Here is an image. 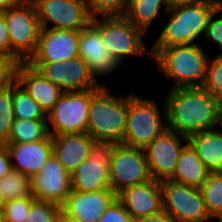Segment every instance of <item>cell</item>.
Listing matches in <instances>:
<instances>
[{"instance_id": "obj_16", "label": "cell", "mask_w": 222, "mask_h": 222, "mask_svg": "<svg viewBox=\"0 0 222 222\" xmlns=\"http://www.w3.org/2000/svg\"><path fill=\"white\" fill-rule=\"evenodd\" d=\"M117 199L131 215L132 220L163 210L161 182L153 179L123 189L117 194Z\"/></svg>"}, {"instance_id": "obj_24", "label": "cell", "mask_w": 222, "mask_h": 222, "mask_svg": "<svg viewBox=\"0 0 222 222\" xmlns=\"http://www.w3.org/2000/svg\"><path fill=\"white\" fill-rule=\"evenodd\" d=\"M100 86H106V84L95 81L88 64L80 56L69 59L65 66H62L63 91L90 90Z\"/></svg>"}, {"instance_id": "obj_25", "label": "cell", "mask_w": 222, "mask_h": 222, "mask_svg": "<svg viewBox=\"0 0 222 222\" xmlns=\"http://www.w3.org/2000/svg\"><path fill=\"white\" fill-rule=\"evenodd\" d=\"M162 5L165 6L164 11L167 13V0H130L124 16L146 34L151 23L158 17Z\"/></svg>"}, {"instance_id": "obj_44", "label": "cell", "mask_w": 222, "mask_h": 222, "mask_svg": "<svg viewBox=\"0 0 222 222\" xmlns=\"http://www.w3.org/2000/svg\"><path fill=\"white\" fill-rule=\"evenodd\" d=\"M57 222H82L76 218H73L66 213H64L62 210H60V213L57 218Z\"/></svg>"}, {"instance_id": "obj_30", "label": "cell", "mask_w": 222, "mask_h": 222, "mask_svg": "<svg viewBox=\"0 0 222 222\" xmlns=\"http://www.w3.org/2000/svg\"><path fill=\"white\" fill-rule=\"evenodd\" d=\"M90 16H124L130 0H84Z\"/></svg>"}, {"instance_id": "obj_29", "label": "cell", "mask_w": 222, "mask_h": 222, "mask_svg": "<svg viewBox=\"0 0 222 222\" xmlns=\"http://www.w3.org/2000/svg\"><path fill=\"white\" fill-rule=\"evenodd\" d=\"M211 219L222 214V173H210L200 188Z\"/></svg>"}, {"instance_id": "obj_18", "label": "cell", "mask_w": 222, "mask_h": 222, "mask_svg": "<svg viewBox=\"0 0 222 222\" xmlns=\"http://www.w3.org/2000/svg\"><path fill=\"white\" fill-rule=\"evenodd\" d=\"M79 56L88 64L96 82L98 76H108L122 65L105 49L99 32L89 24L79 31Z\"/></svg>"}, {"instance_id": "obj_31", "label": "cell", "mask_w": 222, "mask_h": 222, "mask_svg": "<svg viewBox=\"0 0 222 222\" xmlns=\"http://www.w3.org/2000/svg\"><path fill=\"white\" fill-rule=\"evenodd\" d=\"M14 120L12 105V85L0 90V144H4L11 132Z\"/></svg>"}, {"instance_id": "obj_48", "label": "cell", "mask_w": 222, "mask_h": 222, "mask_svg": "<svg viewBox=\"0 0 222 222\" xmlns=\"http://www.w3.org/2000/svg\"><path fill=\"white\" fill-rule=\"evenodd\" d=\"M215 219H218V220H219V222H222V214H221V215H219V216H217Z\"/></svg>"}, {"instance_id": "obj_5", "label": "cell", "mask_w": 222, "mask_h": 222, "mask_svg": "<svg viewBox=\"0 0 222 222\" xmlns=\"http://www.w3.org/2000/svg\"><path fill=\"white\" fill-rule=\"evenodd\" d=\"M162 106L164 120L156 100L128 94L126 130L122 144L144 149L160 135L167 128L164 102Z\"/></svg>"}, {"instance_id": "obj_19", "label": "cell", "mask_w": 222, "mask_h": 222, "mask_svg": "<svg viewBox=\"0 0 222 222\" xmlns=\"http://www.w3.org/2000/svg\"><path fill=\"white\" fill-rule=\"evenodd\" d=\"M8 150L12 169L23 173L27 177L38 174L46 160L53 154L52 139L30 143H4Z\"/></svg>"}, {"instance_id": "obj_38", "label": "cell", "mask_w": 222, "mask_h": 222, "mask_svg": "<svg viewBox=\"0 0 222 222\" xmlns=\"http://www.w3.org/2000/svg\"><path fill=\"white\" fill-rule=\"evenodd\" d=\"M98 222H132V218L116 198L104 211Z\"/></svg>"}, {"instance_id": "obj_4", "label": "cell", "mask_w": 222, "mask_h": 222, "mask_svg": "<svg viewBox=\"0 0 222 222\" xmlns=\"http://www.w3.org/2000/svg\"><path fill=\"white\" fill-rule=\"evenodd\" d=\"M222 1H208L169 8V21L150 50H161L174 45H190L205 33L213 11Z\"/></svg>"}, {"instance_id": "obj_2", "label": "cell", "mask_w": 222, "mask_h": 222, "mask_svg": "<svg viewBox=\"0 0 222 222\" xmlns=\"http://www.w3.org/2000/svg\"><path fill=\"white\" fill-rule=\"evenodd\" d=\"M200 45H174L150 50V57L160 73L174 82L170 89L204 87L207 83L209 58Z\"/></svg>"}, {"instance_id": "obj_11", "label": "cell", "mask_w": 222, "mask_h": 222, "mask_svg": "<svg viewBox=\"0 0 222 222\" xmlns=\"http://www.w3.org/2000/svg\"><path fill=\"white\" fill-rule=\"evenodd\" d=\"M144 150L117 144L111 158V189L118 194L123 189L151 180Z\"/></svg>"}, {"instance_id": "obj_10", "label": "cell", "mask_w": 222, "mask_h": 222, "mask_svg": "<svg viewBox=\"0 0 222 222\" xmlns=\"http://www.w3.org/2000/svg\"><path fill=\"white\" fill-rule=\"evenodd\" d=\"M161 189L163 210L174 222L210 221L200 189L170 180L161 181Z\"/></svg>"}, {"instance_id": "obj_21", "label": "cell", "mask_w": 222, "mask_h": 222, "mask_svg": "<svg viewBox=\"0 0 222 222\" xmlns=\"http://www.w3.org/2000/svg\"><path fill=\"white\" fill-rule=\"evenodd\" d=\"M53 155L72 174L85 161L95 141L87 132L51 135Z\"/></svg>"}, {"instance_id": "obj_36", "label": "cell", "mask_w": 222, "mask_h": 222, "mask_svg": "<svg viewBox=\"0 0 222 222\" xmlns=\"http://www.w3.org/2000/svg\"><path fill=\"white\" fill-rule=\"evenodd\" d=\"M33 68L39 71L47 80L62 89V66L66 61L54 63H29Z\"/></svg>"}, {"instance_id": "obj_47", "label": "cell", "mask_w": 222, "mask_h": 222, "mask_svg": "<svg viewBox=\"0 0 222 222\" xmlns=\"http://www.w3.org/2000/svg\"><path fill=\"white\" fill-rule=\"evenodd\" d=\"M4 206V201L1 198V194H0V209H3Z\"/></svg>"}, {"instance_id": "obj_8", "label": "cell", "mask_w": 222, "mask_h": 222, "mask_svg": "<svg viewBox=\"0 0 222 222\" xmlns=\"http://www.w3.org/2000/svg\"><path fill=\"white\" fill-rule=\"evenodd\" d=\"M89 104L90 90L63 91L46 114L50 135L86 132Z\"/></svg>"}, {"instance_id": "obj_22", "label": "cell", "mask_w": 222, "mask_h": 222, "mask_svg": "<svg viewBox=\"0 0 222 222\" xmlns=\"http://www.w3.org/2000/svg\"><path fill=\"white\" fill-rule=\"evenodd\" d=\"M187 140L211 173L222 171V131L216 128L203 131L189 136Z\"/></svg>"}, {"instance_id": "obj_23", "label": "cell", "mask_w": 222, "mask_h": 222, "mask_svg": "<svg viewBox=\"0 0 222 222\" xmlns=\"http://www.w3.org/2000/svg\"><path fill=\"white\" fill-rule=\"evenodd\" d=\"M210 173L195 150L187 143L180 152L175 171L169 180L200 189Z\"/></svg>"}, {"instance_id": "obj_6", "label": "cell", "mask_w": 222, "mask_h": 222, "mask_svg": "<svg viewBox=\"0 0 222 222\" xmlns=\"http://www.w3.org/2000/svg\"><path fill=\"white\" fill-rule=\"evenodd\" d=\"M90 24L99 32L107 52L122 66L129 55L151 56L150 48L146 49L142 41L145 33L125 16L93 17Z\"/></svg>"}, {"instance_id": "obj_20", "label": "cell", "mask_w": 222, "mask_h": 222, "mask_svg": "<svg viewBox=\"0 0 222 222\" xmlns=\"http://www.w3.org/2000/svg\"><path fill=\"white\" fill-rule=\"evenodd\" d=\"M16 81L30 94L47 114L62 95L63 90L47 80L27 62H20Z\"/></svg>"}, {"instance_id": "obj_12", "label": "cell", "mask_w": 222, "mask_h": 222, "mask_svg": "<svg viewBox=\"0 0 222 222\" xmlns=\"http://www.w3.org/2000/svg\"><path fill=\"white\" fill-rule=\"evenodd\" d=\"M41 28L80 31L86 28L92 17L84 0H34ZM53 26L48 27V23Z\"/></svg>"}, {"instance_id": "obj_9", "label": "cell", "mask_w": 222, "mask_h": 222, "mask_svg": "<svg viewBox=\"0 0 222 222\" xmlns=\"http://www.w3.org/2000/svg\"><path fill=\"white\" fill-rule=\"evenodd\" d=\"M116 145L110 141L93 142L89 157L71 174L72 190L93 192L111 189L110 165Z\"/></svg>"}, {"instance_id": "obj_42", "label": "cell", "mask_w": 222, "mask_h": 222, "mask_svg": "<svg viewBox=\"0 0 222 222\" xmlns=\"http://www.w3.org/2000/svg\"><path fill=\"white\" fill-rule=\"evenodd\" d=\"M208 1H222V0H167L169 8L182 5H192L196 3H205Z\"/></svg>"}, {"instance_id": "obj_40", "label": "cell", "mask_w": 222, "mask_h": 222, "mask_svg": "<svg viewBox=\"0 0 222 222\" xmlns=\"http://www.w3.org/2000/svg\"><path fill=\"white\" fill-rule=\"evenodd\" d=\"M12 170L10 156L6 146L0 144V178L8 174Z\"/></svg>"}, {"instance_id": "obj_7", "label": "cell", "mask_w": 222, "mask_h": 222, "mask_svg": "<svg viewBox=\"0 0 222 222\" xmlns=\"http://www.w3.org/2000/svg\"><path fill=\"white\" fill-rule=\"evenodd\" d=\"M0 14L6 20L11 51L27 62L36 52L41 30L34 3L23 1Z\"/></svg>"}, {"instance_id": "obj_45", "label": "cell", "mask_w": 222, "mask_h": 222, "mask_svg": "<svg viewBox=\"0 0 222 222\" xmlns=\"http://www.w3.org/2000/svg\"><path fill=\"white\" fill-rule=\"evenodd\" d=\"M0 222H5V217L2 209H0Z\"/></svg>"}, {"instance_id": "obj_49", "label": "cell", "mask_w": 222, "mask_h": 222, "mask_svg": "<svg viewBox=\"0 0 222 222\" xmlns=\"http://www.w3.org/2000/svg\"><path fill=\"white\" fill-rule=\"evenodd\" d=\"M23 1H26V2H33L34 0H23Z\"/></svg>"}, {"instance_id": "obj_32", "label": "cell", "mask_w": 222, "mask_h": 222, "mask_svg": "<svg viewBox=\"0 0 222 222\" xmlns=\"http://www.w3.org/2000/svg\"><path fill=\"white\" fill-rule=\"evenodd\" d=\"M61 206L39 199H33L25 222H57Z\"/></svg>"}, {"instance_id": "obj_41", "label": "cell", "mask_w": 222, "mask_h": 222, "mask_svg": "<svg viewBox=\"0 0 222 222\" xmlns=\"http://www.w3.org/2000/svg\"><path fill=\"white\" fill-rule=\"evenodd\" d=\"M132 222H174V219L165 210H161L156 214L132 220Z\"/></svg>"}, {"instance_id": "obj_13", "label": "cell", "mask_w": 222, "mask_h": 222, "mask_svg": "<svg viewBox=\"0 0 222 222\" xmlns=\"http://www.w3.org/2000/svg\"><path fill=\"white\" fill-rule=\"evenodd\" d=\"M187 143V137L166 128L143 149L153 180L161 182L172 177L180 152Z\"/></svg>"}, {"instance_id": "obj_27", "label": "cell", "mask_w": 222, "mask_h": 222, "mask_svg": "<svg viewBox=\"0 0 222 222\" xmlns=\"http://www.w3.org/2000/svg\"><path fill=\"white\" fill-rule=\"evenodd\" d=\"M12 105L14 119L47 120L39 104L17 81L12 84Z\"/></svg>"}, {"instance_id": "obj_26", "label": "cell", "mask_w": 222, "mask_h": 222, "mask_svg": "<svg viewBox=\"0 0 222 222\" xmlns=\"http://www.w3.org/2000/svg\"><path fill=\"white\" fill-rule=\"evenodd\" d=\"M50 135L47 120L14 119L9 138L5 143H30Z\"/></svg>"}, {"instance_id": "obj_43", "label": "cell", "mask_w": 222, "mask_h": 222, "mask_svg": "<svg viewBox=\"0 0 222 222\" xmlns=\"http://www.w3.org/2000/svg\"><path fill=\"white\" fill-rule=\"evenodd\" d=\"M23 0H0V13L21 4Z\"/></svg>"}, {"instance_id": "obj_33", "label": "cell", "mask_w": 222, "mask_h": 222, "mask_svg": "<svg viewBox=\"0 0 222 222\" xmlns=\"http://www.w3.org/2000/svg\"><path fill=\"white\" fill-rule=\"evenodd\" d=\"M204 88L222 102V54L209 58L208 81Z\"/></svg>"}, {"instance_id": "obj_1", "label": "cell", "mask_w": 222, "mask_h": 222, "mask_svg": "<svg viewBox=\"0 0 222 222\" xmlns=\"http://www.w3.org/2000/svg\"><path fill=\"white\" fill-rule=\"evenodd\" d=\"M167 129L189 137L219 125L222 102L204 87L169 89L163 100Z\"/></svg>"}, {"instance_id": "obj_3", "label": "cell", "mask_w": 222, "mask_h": 222, "mask_svg": "<svg viewBox=\"0 0 222 222\" xmlns=\"http://www.w3.org/2000/svg\"><path fill=\"white\" fill-rule=\"evenodd\" d=\"M127 120V95L118 97L107 86L90 89L86 132L97 141L123 142Z\"/></svg>"}, {"instance_id": "obj_39", "label": "cell", "mask_w": 222, "mask_h": 222, "mask_svg": "<svg viewBox=\"0 0 222 222\" xmlns=\"http://www.w3.org/2000/svg\"><path fill=\"white\" fill-rule=\"evenodd\" d=\"M0 55L16 56L11 51L6 20L1 14H0Z\"/></svg>"}, {"instance_id": "obj_46", "label": "cell", "mask_w": 222, "mask_h": 222, "mask_svg": "<svg viewBox=\"0 0 222 222\" xmlns=\"http://www.w3.org/2000/svg\"><path fill=\"white\" fill-rule=\"evenodd\" d=\"M219 124L222 128V107H221L220 114H219Z\"/></svg>"}, {"instance_id": "obj_15", "label": "cell", "mask_w": 222, "mask_h": 222, "mask_svg": "<svg viewBox=\"0 0 222 222\" xmlns=\"http://www.w3.org/2000/svg\"><path fill=\"white\" fill-rule=\"evenodd\" d=\"M31 190L35 199L61 206L72 190L71 174L52 154L41 171L31 177Z\"/></svg>"}, {"instance_id": "obj_17", "label": "cell", "mask_w": 222, "mask_h": 222, "mask_svg": "<svg viewBox=\"0 0 222 222\" xmlns=\"http://www.w3.org/2000/svg\"><path fill=\"white\" fill-rule=\"evenodd\" d=\"M117 198L112 189L93 192L71 190L61 210L82 222H98L104 211Z\"/></svg>"}, {"instance_id": "obj_35", "label": "cell", "mask_w": 222, "mask_h": 222, "mask_svg": "<svg viewBox=\"0 0 222 222\" xmlns=\"http://www.w3.org/2000/svg\"><path fill=\"white\" fill-rule=\"evenodd\" d=\"M17 56L0 55V90L10 87L16 81L19 63Z\"/></svg>"}, {"instance_id": "obj_37", "label": "cell", "mask_w": 222, "mask_h": 222, "mask_svg": "<svg viewBox=\"0 0 222 222\" xmlns=\"http://www.w3.org/2000/svg\"><path fill=\"white\" fill-rule=\"evenodd\" d=\"M222 11V2L216 7L210 16L206 30H205V38H209L213 43L219 46V50H222V17L218 16V13ZM216 18V19H215ZM222 54V53H219Z\"/></svg>"}, {"instance_id": "obj_34", "label": "cell", "mask_w": 222, "mask_h": 222, "mask_svg": "<svg viewBox=\"0 0 222 222\" xmlns=\"http://www.w3.org/2000/svg\"><path fill=\"white\" fill-rule=\"evenodd\" d=\"M33 199L34 197H26L4 202L2 210L5 222H25Z\"/></svg>"}, {"instance_id": "obj_14", "label": "cell", "mask_w": 222, "mask_h": 222, "mask_svg": "<svg viewBox=\"0 0 222 222\" xmlns=\"http://www.w3.org/2000/svg\"><path fill=\"white\" fill-rule=\"evenodd\" d=\"M79 31L41 28L36 52L27 63H54L79 56Z\"/></svg>"}, {"instance_id": "obj_28", "label": "cell", "mask_w": 222, "mask_h": 222, "mask_svg": "<svg viewBox=\"0 0 222 222\" xmlns=\"http://www.w3.org/2000/svg\"><path fill=\"white\" fill-rule=\"evenodd\" d=\"M0 194L4 202L34 197L31 190V177L12 169L0 178Z\"/></svg>"}]
</instances>
